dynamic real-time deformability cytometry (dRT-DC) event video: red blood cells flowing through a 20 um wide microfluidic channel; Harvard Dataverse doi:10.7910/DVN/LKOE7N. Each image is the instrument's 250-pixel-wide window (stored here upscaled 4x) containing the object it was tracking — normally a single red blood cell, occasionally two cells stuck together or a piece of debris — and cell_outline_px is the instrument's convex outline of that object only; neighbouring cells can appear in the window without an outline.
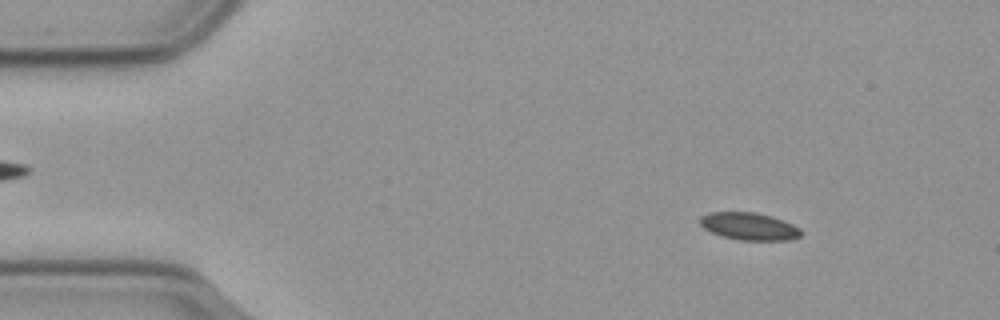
{"species": "common noctule bat (a hibernating species)", "species_latin": "Nyctalus noctula", "temperature_condition": "cold", "stored_images_in_passage": 57, "camera_frame_rate_fps": 3000, "um_per_image_px": 0.085, "animal": {"sex": "male", "body_mass_g": 23.1, "forearm_length_mm": 52.7}, "frame": {"image": 1, "passage_image": 7, "time_ms": 2.0, "image_size_px": [1000, 320], "cell_outline_px": [[804, 232], [800, 236], [792, 240], [740, 240], [720, 236], [704, 228], [700, 224], [700, 216], [708, 212], [756, 212], [772, 216], [784, 220], [800, 228]], "centroid_in_image_um": [63.7, 19.23], "position_along_channel_um": 21.3, "area_um2": 16.36}}
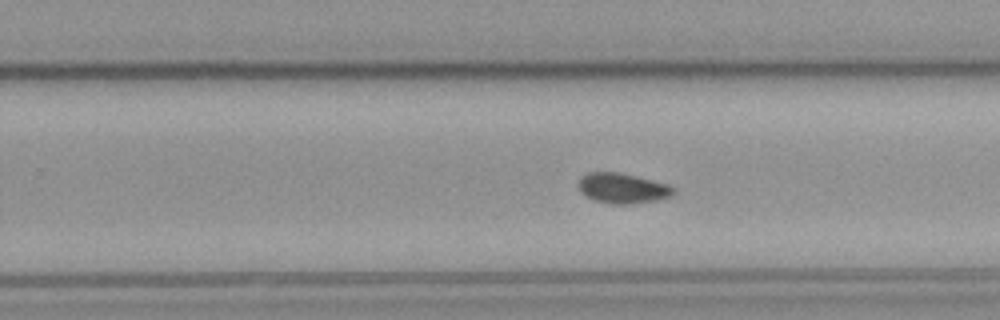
{"frame": {"image": 2, "passage_image": 35, "time_ms": 11.333, "image_size_px": [1000, 320], "cell_outline_px": [[676, 192], [672, 196], [656, 200], [632, 204], [612, 204], [596, 200], [584, 196], [580, 192], [580, 176], [588, 172], [620, 172], [668, 184], [676, 188]], "centroid_in_image_um": [52.94, 16.0], "position_along_channel_um": 276.9, "area_um2": 16.82}}
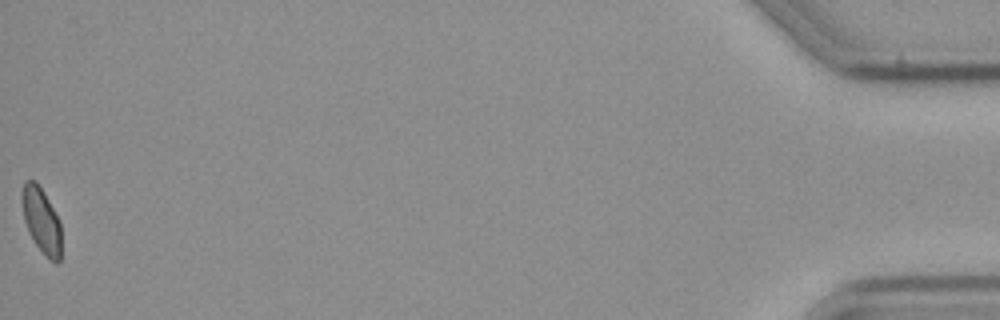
{"frame": {"image": 3, "passage_image": 57, "time_ms": 18.667, "image_size_px": [1000, 320], "cell_outline_px": [[60, 260], [56, 264], [48, 260], [36, 244], [28, 232], [24, 220], [20, 200], [20, 192], [24, 180], [36, 180], [44, 192], [60, 220]], "centroid_in_image_um": [3.49, 18.69], "position_along_channel_um": 431.7, "area_um2": 15.37}}